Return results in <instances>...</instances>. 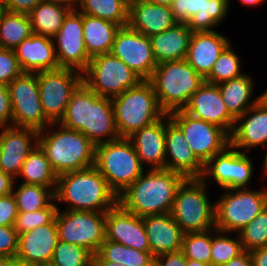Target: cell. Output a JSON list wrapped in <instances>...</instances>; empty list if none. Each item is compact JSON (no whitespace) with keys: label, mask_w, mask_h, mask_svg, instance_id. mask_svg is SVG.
Here are the masks:
<instances>
[{"label":"cell","mask_w":267,"mask_h":266,"mask_svg":"<svg viewBox=\"0 0 267 266\" xmlns=\"http://www.w3.org/2000/svg\"><path fill=\"white\" fill-rule=\"evenodd\" d=\"M12 107V126L46 129L51 122L42 110L37 73L23 72L8 85Z\"/></svg>","instance_id":"cell-12"},{"label":"cell","mask_w":267,"mask_h":266,"mask_svg":"<svg viewBox=\"0 0 267 266\" xmlns=\"http://www.w3.org/2000/svg\"><path fill=\"white\" fill-rule=\"evenodd\" d=\"M230 43L220 54L217 61L214 63L213 69L210 74L205 78V82L211 84H220L222 82L231 80L242 76L241 61L237 53Z\"/></svg>","instance_id":"cell-39"},{"label":"cell","mask_w":267,"mask_h":266,"mask_svg":"<svg viewBox=\"0 0 267 266\" xmlns=\"http://www.w3.org/2000/svg\"><path fill=\"white\" fill-rule=\"evenodd\" d=\"M221 266H252V260L249 251H244L235 258H232L229 262Z\"/></svg>","instance_id":"cell-54"},{"label":"cell","mask_w":267,"mask_h":266,"mask_svg":"<svg viewBox=\"0 0 267 266\" xmlns=\"http://www.w3.org/2000/svg\"><path fill=\"white\" fill-rule=\"evenodd\" d=\"M15 183V178L0 170V197L12 194Z\"/></svg>","instance_id":"cell-52"},{"label":"cell","mask_w":267,"mask_h":266,"mask_svg":"<svg viewBox=\"0 0 267 266\" xmlns=\"http://www.w3.org/2000/svg\"><path fill=\"white\" fill-rule=\"evenodd\" d=\"M55 188L21 183L12 192L18 212H34L49 207L55 201Z\"/></svg>","instance_id":"cell-36"},{"label":"cell","mask_w":267,"mask_h":266,"mask_svg":"<svg viewBox=\"0 0 267 266\" xmlns=\"http://www.w3.org/2000/svg\"><path fill=\"white\" fill-rule=\"evenodd\" d=\"M111 102L119 137L128 138L135 131L155 123L165 115L149 80H142L135 87L113 97Z\"/></svg>","instance_id":"cell-6"},{"label":"cell","mask_w":267,"mask_h":266,"mask_svg":"<svg viewBox=\"0 0 267 266\" xmlns=\"http://www.w3.org/2000/svg\"><path fill=\"white\" fill-rule=\"evenodd\" d=\"M176 23L170 6L144 0H134L129 4L128 26L147 37L162 33Z\"/></svg>","instance_id":"cell-27"},{"label":"cell","mask_w":267,"mask_h":266,"mask_svg":"<svg viewBox=\"0 0 267 266\" xmlns=\"http://www.w3.org/2000/svg\"><path fill=\"white\" fill-rule=\"evenodd\" d=\"M14 51L23 72L37 73L60 68L51 37L33 33Z\"/></svg>","instance_id":"cell-28"},{"label":"cell","mask_w":267,"mask_h":266,"mask_svg":"<svg viewBox=\"0 0 267 266\" xmlns=\"http://www.w3.org/2000/svg\"><path fill=\"white\" fill-rule=\"evenodd\" d=\"M240 1H241V5L256 6V5H260L266 0H240Z\"/></svg>","instance_id":"cell-58"},{"label":"cell","mask_w":267,"mask_h":266,"mask_svg":"<svg viewBox=\"0 0 267 266\" xmlns=\"http://www.w3.org/2000/svg\"><path fill=\"white\" fill-rule=\"evenodd\" d=\"M154 266H186V257L182 251L162 254L154 258Z\"/></svg>","instance_id":"cell-51"},{"label":"cell","mask_w":267,"mask_h":266,"mask_svg":"<svg viewBox=\"0 0 267 266\" xmlns=\"http://www.w3.org/2000/svg\"><path fill=\"white\" fill-rule=\"evenodd\" d=\"M22 73L15 51L0 46V84L8 85Z\"/></svg>","instance_id":"cell-46"},{"label":"cell","mask_w":267,"mask_h":266,"mask_svg":"<svg viewBox=\"0 0 267 266\" xmlns=\"http://www.w3.org/2000/svg\"><path fill=\"white\" fill-rule=\"evenodd\" d=\"M82 75L83 83L90 90L111 99L142 81L130 67L111 53L91 58Z\"/></svg>","instance_id":"cell-10"},{"label":"cell","mask_w":267,"mask_h":266,"mask_svg":"<svg viewBox=\"0 0 267 266\" xmlns=\"http://www.w3.org/2000/svg\"><path fill=\"white\" fill-rule=\"evenodd\" d=\"M195 118L212 123L231 134L235 118L227 110L218 85L204 82L183 109Z\"/></svg>","instance_id":"cell-20"},{"label":"cell","mask_w":267,"mask_h":266,"mask_svg":"<svg viewBox=\"0 0 267 266\" xmlns=\"http://www.w3.org/2000/svg\"><path fill=\"white\" fill-rule=\"evenodd\" d=\"M150 252L153 257L182 250L184 232L170 213L143 217Z\"/></svg>","instance_id":"cell-26"},{"label":"cell","mask_w":267,"mask_h":266,"mask_svg":"<svg viewBox=\"0 0 267 266\" xmlns=\"http://www.w3.org/2000/svg\"><path fill=\"white\" fill-rule=\"evenodd\" d=\"M0 266H17V262L15 258L0 256Z\"/></svg>","instance_id":"cell-56"},{"label":"cell","mask_w":267,"mask_h":266,"mask_svg":"<svg viewBox=\"0 0 267 266\" xmlns=\"http://www.w3.org/2000/svg\"><path fill=\"white\" fill-rule=\"evenodd\" d=\"M186 266H206V263L186 258Z\"/></svg>","instance_id":"cell-60"},{"label":"cell","mask_w":267,"mask_h":266,"mask_svg":"<svg viewBox=\"0 0 267 266\" xmlns=\"http://www.w3.org/2000/svg\"><path fill=\"white\" fill-rule=\"evenodd\" d=\"M92 266H126L121 263H115L112 261H93Z\"/></svg>","instance_id":"cell-57"},{"label":"cell","mask_w":267,"mask_h":266,"mask_svg":"<svg viewBox=\"0 0 267 266\" xmlns=\"http://www.w3.org/2000/svg\"><path fill=\"white\" fill-rule=\"evenodd\" d=\"M168 115L181 129L192 152L204 165L230 145V135L217 125L195 118L184 110Z\"/></svg>","instance_id":"cell-14"},{"label":"cell","mask_w":267,"mask_h":266,"mask_svg":"<svg viewBox=\"0 0 267 266\" xmlns=\"http://www.w3.org/2000/svg\"><path fill=\"white\" fill-rule=\"evenodd\" d=\"M12 107L8 86L0 84V128L12 126Z\"/></svg>","instance_id":"cell-49"},{"label":"cell","mask_w":267,"mask_h":266,"mask_svg":"<svg viewBox=\"0 0 267 266\" xmlns=\"http://www.w3.org/2000/svg\"><path fill=\"white\" fill-rule=\"evenodd\" d=\"M70 10L60 4L42 1L28 14L33 33L52 38L62 27Z\"/></svg>","instance_id":"cell-32"},{"label":"cell","mask_w":267,"mask_h":266,"mask_svg":"<svg viewBox=\"0 0 267 266\" xmlns=\"http://www.w3.org/2000/svg\"><path fill=\"white\" fill-rule=\"evenodd\" d=\"M110 53L121 59L142 80H150L158 65L150 38L128 25L118 30Z\"/></svg>","instance_id":"cell-16"},{"label":"cell","mask_w":267,"mask_h":266,"mask_svg":"<svg viewBox=\"0 0 267 266\" xmlns=\"http://www.w3.org/2000/svg\"><path fill=\"white\" fill-rule=\"evenodd\" d=\"M230 145L244 153L260 145L267 148V107L261 101L235 120Z\"/></svg>","instance_id":"cell-23"},{"label":"cell","mask_w":267,"mask_h":266,"mask_svg":"<svg viewBox=\"0 0 267 266\" xmlns=\"http://www.w3.org/2000/svg\"><path fill=\"white\" fill-rule=\"evenodd\" d=\"M253 162L246 153L234 148L233 189L249 188L253 177Z\"/></svg>","instance_id":"cell-45"},{"label":"cell","mask_w":267,"mask_h":266,"mask_svg":"<svg viewBox=\"0 0 267 266\" xmlns=\"http://www.w3.org/2000/svg\"><path fill=\"white\" fill-rule=\"evenodd\" d=\"M59 123L83 133L95 146L119 138L111 98L99 96L84 83L73 93Z\"/></svg>","instance_id":"cell-1"},{"label":"cell","mask_w":267,"mask_h":266,"mask_svg":"<svg viewBox=\"0 0 267 266\" xmlns=\"http://www.w3.org/2000/svg\"><path fill=\"white\" fill-rule=\"evenodd\" d=\"M43 113L51 123H59L70 98L83 83L82 73L66 68L37 72Z\"/></svg>","instance_id":"cell-11"},{"label":"cell","mask_w":267,"mask_h":266,"mask_svg":"<svg viewBox=\"0 0 267 266\" xmlns=\"http://www.w3.org/2000/svg\"><path fill=\"white\" fill-rule=\"evenodd\" d=\"M77 10L121 27L128 25L129 6L123 0H80Z\"/></svg>","instance_id":"cell-37"},{"label":"cell","mask_w":267,"mask_h":266,"mask_svg":"<svg viewBox=\"0 0 267 266\" xmlns=\"http://www.w3.org/2000/svg\"><path fill=\"white\" fill-rule=\"evenodd\" d=\"M58 204L54 201L49 207L34 212H18L14 229L18 236L22 233L31 231L39 226L51 223L58 211Z\"/></svg>","instance_id":"cell-44"},{"label":"cell","mask_w":267,"mask_h":266,"mask_svg":"<svg viewBox=\"0 0 267 266\" xmlns=\"http://www.w3.org/2000/svg\"><path fill=\"white\" fill-rule=\"evenodd\" d=\"M259 101H261L267 107V89L259 95Z\"/></svg>","instance_id":"cell-61"},{"label":"cell","mask_w":267,"mask_h":266,"mask_svg":"<svg viewBox=\"0 0 267 266\" xmlns=\"http://www.w3.org/2000/svg\"><path fill=\"white\" fill-rule=\"evenodd\" d=\"M218 87L227 110L235 119L259 101V95L250 100L254 91V82L250 75L243 74L218 84Z\"/></svg>","instance_id":"cell-31"},{"label":"cell","mask_w":267,"mask_h":266,"mask_svg":"<svg viewBox=\"0 0 267 266\" xmlns=\"http://www.w3.org/2000/svg\"><path fill=\"white\" fill-rule=\"evenodd\" d=\"M206 266H221V265H216L214 263H207Z\"/></svg>","instance_id":"cell-65"},{"label":"cell","mask_w":267,"mask_h":266,"mask_svg":"<svg viewBox=\"0 0 267 266\" xmlns=\"http://www.w3.org/2000/svg\"><path fill=\"white\" fill-rule=\"evenodd\" d=\"M94 167L117 196L146 170L141 165L132 142L126 137L96 145Z\"/></svg>","instance_id":"cell-7"},{"label":"cell","mask_w":267,"mask_h":266,"mask_svg":"<svg viewBox=\"0 0 267 266\" xmlns=\"http://www.w3.org/2000/svg\"><path fill=\"white\" fill-rule=\"evenodd\" d=\"M236 235L235 239L228 237L227 232L212 229L211 263L223 265L245 251L239 234Z\"/></svg>","instance_id":"cell-40"},{"label":"cell","mask_w":267,"mask_h":266,"mask_svg":"<svg viewBox=\"0 0 267 266\" xmlns=\"http://www.w3.org/2000/svg\"><path fill=\"white\" fill-rule=\"evenodd\" d=\"M18 176L24 184L44 187H56L58 177L39 145L29 153Z\"/></svg>","instance_id":"cell-34"},{"label":"cell","mask_w":267,"mask_h":266,"mask_svg":"<svg viewBox=\"0 0 267 266\" xmlns=\"http://www.w3.org/2000/svg\"><path fill=\"white\" fill-rule=\"evenodd\" d=\"M55 220L59 240L85 247L93 255L105 240V212L58 208Z\"/></svg>","instance_id":"cell-13"},{"label":"cell","mask_w":267,"mask_h":266,"mask_svg":"<svg viewBox=\"0 0 267 266\" xmlns=\"http://www.w3.org/2000/svg\"><path fill=\"white\" fill-rule=\"evenodd\" d=\"M33 34L28 14L3 10L0 14V46L14 50Z\"/></svg>","instance_id":"cell-35"},{"label":"cell","mask_w":267,"mask_h":266,"mask_svg":"<svg viewBox=\"0 0 267 266\" xmlns=\"http://www.w3.org/2000/svg\"><path fill=\"white\" fill-rule=\"evenodd\" d=\"M105 239L139 251H150L143 217L125 210L119 203L105 212Z\"/></svg>","instance_id":"cell-19"},{"label":"cell","mask_w":267,"mask_h":266,"mask_svg":"<svg viewBox=\"0 0 267 266\" xmlns=\"http://www.w3.org/2000/svg\"><path fill=\"white\" fill-rule=\"evenodd\" d=\"M38 145V131L23 127L0 128V170L17 178L29 153Z\"/></svg>","instance_id":"cell-18"},{"label":"cell","mask_w":267,"mask_h":266,"mask_svg":"<svg viewBox=\"0 0 267 266\" xmlns=\"http://www.w3.org/2000/svg\"><path fill=\"white\" fill-rule=\"evenodd\" d=\"M234 147L228 145L213 156L205 165L202 179L209 177L222 189H233Z\"/></svg>","instance_id":"cell-38"},{"label":"cell","mask_w":267,"mask_h":266,"mask_svg":"<svg viewBox=\"0 0 267 266\" xmlns=\"http://www.w3.org/2000/svg\"><path fill=\"white\" fill-rule=\"evenodd\" d=\"M192 33L187 23H176L166 31L149 37L157 64L186 59Z\"/></svg>","instance_id":"cell-29"},{"label":"cell","mask_w":267,"mask_h":266,"mask_svg":"<svg viewBox=\"0 0 267 266\" xmlns=\"http://www.w3.org/2000/svg\"><path fill=\"white\" fill-rule=\"evenodd\" d=\"M43 1L60 4V5L68 7L71 10L77 9L79 2H80V0H43Z\"/></svg>","instance_id":"cell-55"},{"label":"cell","mask_w":267,"mask_h":266,"mask_svg":"<svg viewBox=\"0 0 267 266\" xmlns=\"http://www.w3.org/2000/svg\"><path fill=\"white\" fill-rule=\"evenodd\" d=\"M120 25L83 14V37L90 58L110 53Z\"/></svg>","instance_id":"cell-30"},{"label":"cell","mask_w":267,"mask_h":266,"mask_svg":"<svg viewBox=\"0 0 267 266\" xmlns=\"http://www.w3.org/2000/svg\"><path fill=\"white\" fill-rule=\"evenodd\" d=\"M38 145L57 176L88 169L95 164L94 143L83 133L61 123H51L38 131Z\"/></svg>","instance_id":"cell-3"},{"label":"cell","mask_w":267,"mask_h":266,"mask_svg":"<svg viewBox=\"0 0 267 266\" xmlns=\"http://www.w3.org/2000/svg\"><path fill=\"white\" fill-rule=\"evenodd\" d=\"M185 179L166 169L146 170L118 196V203L140 217L170 213L176 192Z\"/></svg>","instance_id":"cell-2"},{"label":"cell","mask_w":267,"mask_h":266,"mask_svg":"<svg viewBox=\"0 0 267 266\" xmlns=\"http://www.w3.org/2000/svg\"><path fill=\"white\" fill-rule=\"evenodd\" d=\"M166 114L155 123L135 131L128 138L132 142L141 165L150 170L166 169Z\"/></svg>","instance_id":"cell-24"},{"label":"cell","mask_w":267,"mask_h":266,"mask_svg":"<svg viewBox=\"0 0 267 266\" xmlns=\"http://www.w3.org/2000/svg\"><path fill=\"white\" fill-rule=\"evenodd\" d=\"M93 261H112L126 266H154V257L150 251H139L106 239L93 255Z\"/></svg>","instance_id":"cell-33"},{"label":"cell","mask_w":267,"mask_h":266,"mask_svg":"<svg viewBox=\"0 0 267 266\" xmlns=\"http://www.w3.org/2000/svg\"><path fill=\"white\" fill-rule=\"evenodd\" d=\"M2 11H3V3H2V0H0V14Z\"/></svg>","instance_id":"cell-64"},{"label":"cell","mask_w":267,"mask_h":266,"mask_svg":"<svg viewBox=\"0 0 267 266\" xmlns=\"http://www.w3.org/2000/svg\"><path fill=\"white\" fill-rule=\"evenodd\" d=\"M263 161H264V162H263V165H262L263 168H264V169H263V172H264L263 174H264V175H267V151H266V153H265V157H264V160H263Z\"/></svg>","instance_id":"cell-62"},{"label":"cell","mask_w":267,"mask_h":266,"mask_svg":"<svg viewBox=\"0 0 267 266\" xmlns=\"http://www.w3.org/2000/svg\"><path fill=\"white\" fill-rule=\"evenodd\" d=\"M18 234L14 226H0V256L16 257Z\"/></svg>","instance_id":"cell-47"},{"label":"cell","mask_w":267,"mask_h":266,"mask_svg":"<svg viewBox=\"0 0 267 266\" xmlns=\"http://www.w3.org/2000/svg\"><path fill=\"white\" fill-rule=\"evenodd\" d=\"M243 249L251 251L267 246V205L242 230L238 232Z\"/></svg>","instance_id":"cell-43"},{"label":"cell","mask_w":267,"mask_h":266,"mask_svg":"<svg viewBox=\"0 0 267 266\" xmlns=\"http://www.w3.org/2000/svg\"><path fill=\"white\" fill-rule=\"evenodd\" d=\"M212 230L185 233L182 252L188 259L211 263Z\"/></svg>","instance_id":"cell-41"},{"label":"cell","mask_w":267,"mask_h":266,"mask_svg":"<svg viewBox=\"0 0 267 266\" xmlns=\"http://www.w3.org/2000/svg\"><path fill=\"white\" fill-rule=\"evenodd\" d=\"M230 42L225 35L216 30L193 32L185 60L205 79Z\"/></svg>","instance_id":"cell-25"},{"label":"cell","mask_w":267,"mask_h":266,"mask_svg":"<svg viewBox=\"0 0 267 266\" xmlns=\"http://www.w3.org/2000/svg\"><path fill=\"white\" fill-rule=\"evenodd\" d=\"M149 81L161 110L170 114L183 110L205 79L182 59L159 63Z\"/></svg>","instance_id":"cell-5"},{"label":"cell","mask_w":267,"mask_h":266,"mask_svg":"<svg viewBox=\"0 0 267 266\" xmlns=\"http://www.w3.org/2000/svg\"><path fill=\"white\" fill-rule=\"evenodd\" d=\"M252 266H267V246L249 251Z\"/></svg>","instance_id":"cell-53"},{"label":"cell","mask_w":267,"mask_h":266,"mask_svg":"<svg viewBox=\"0 0 267 266\" xmlns=\"http://www.w3.org/2000/svg\"><path fill=\"white\" fill-rule=\"evenodd\" d=\"M144 1H147L150 3H156V4L164 5V6H171L173 2V0H144Z\"/></svg>","instance_id":"cell-59"},{"label":"cell","mask_w":267,"mask_h":266,"mask_svg":"<svg viewBox=\"0 0 267 266\" xmlns=\"http://www.w3.org/2000/svg\"><path fill=\"white\" fill-rule=\"evenodd\" d=\"M43 0H2L3 10L29 14Z\"/></svg>","instance_id":"cell-50"},{"label":"cell","mask_w":267,"mask_h":266,"mask_svg":"<svg viewBox=\"0 0 267 266\" xmlns=\"http://www.w3.org/2000/svg\"><path fill=\"white\" fill-rule=\"evenodd\" d=\"M52 262L57 266H92L93 254L85 247L59 240Z\"/></svg>","instance_id":"cell-42"},{"label":"cell","mask_w":267,"mask_h":266,"mask_svg":"<svg viewBox=\"0 0 267 266\" xmlns=\"http://www.w3.org/2000/svg\"><path fill=\"white\" fill-rule=\"evenodd\" d=\"M36 266H57L56 264H54L52 261L50 262H46V263H42V264H38Z\"/></svg>","instance_id":"cell-63"},{"label":"cell","mask_w":267,"mask_h":266,"mask_svg":"<svg viewBox=\"0 0 267 266\" xmlns=\"http://www.w3.org/2000/svg\"><path fill=\"white\" fill-rule=\"evenodd\" d=\"M55 202L66 203L65 210L107 212L118 203L102 174L93 166L57 177Z\"/></svg>","instance_id":"cell-4"},{"label":"cell","mask_w":267,"mask_h":266,"mask_svg":"<svg viewBox=\"0 0 267 266\" xmlns=\"http://www.w3.org/2000/svg\"><path fill=\"white\" fill-rule=\"evenodd\" d=\"M52 39L60 68L83 73L91 60L84 43L83 13L77 9L70 10Z\"/></svg>","instance_id":"cell-15"},{"label":"cell","mask_w":267,"mask_h":266,"mask_svg":"<svg viewBox=\"0 0 267 266\" xmlns=\"http://www.w3.org/2000/svg\"><path fill=\"white\" fill-rule=\"evenodd\" d=\"M59 241L56 220L18 236L17 264L36 266L52 261L53 251Z\"/></svg>","instance_id":"cell-21"},{"label":"cell","mask_w":267,"mask_h":266,"mask_svg":"<svg viewBox=\"0 0 267 266\" xmlns=\"http://www.w3.org/2000/svg\"><path fill=\"white\" fill-rule=\"evenodd\" d=\"M18 214L13 194L0 197V226H14Z\"/></svg>","instance_id":"cell-48"},{"label":"cell","mask_w":267,"mask_h":266,"mask_svg":"<svg viewBox=\"0 0 267 266\" xmlns=\"http://www.w3.org/2000/svg\"><path fill=\"white\" fill-rule=\"evenodd\" d=\"M207 185L202 178H187L176 192L170 214L184 233L215 228V202H210Z\"/></svg>","instance_id":"cell-8"},{"label":"cell","mask_w":267,"mask_h":266,"mask_svg":"<svg viewBox=\"0 0 267 266\" xmlns=\"http://www.w3.org/2000/svg\"><path fill=\"white\" fill-rule=\"evenodd\" d=\"M215 202V228L232 234L248 225L267 205V189H224Z\"/></svg>","instance_id":"cell-9"},{"label":"cell","mask_w":267,"mask_h":266,"mask_svg":"<svg viewBox=\"0 0 267 266\" xmlns=\"http://www.w3.org/2000/svg\"><path fill=\"white\" fill-rule=\"evenodd\" d=\"M229 0H173L171 11L178 23H187L192 32L215 31L227 16Z\"/></svg>","instance_id":"cell-17"},{"label":"cell","mask_w":267,"mask_h":266,"mask_svg":"<svg viewBox=\"0 0 267 266\" xmlns=\"http://www.w3.org/2000/svg\"><path fill=\"white\" fill-rule=\"evenodd\" d=\"M128 6L130 4V0H123Z\"/></svg>","instance_id":"cell-66"},{"label":"cell","mask_w":267,"mask_h":266,"mask_svg":"<svg viewBox=\"0 0 267 266\" xmlns=\"http://www.w3.org/2000/svg\"><path fill=\"white\" fill-rule=\"evenodd\" d=\"M166 170L201 178L204 164L194 155L181 129L166 114Z\"/></svg>","instance_id":"cell-22"}]
</instances>
